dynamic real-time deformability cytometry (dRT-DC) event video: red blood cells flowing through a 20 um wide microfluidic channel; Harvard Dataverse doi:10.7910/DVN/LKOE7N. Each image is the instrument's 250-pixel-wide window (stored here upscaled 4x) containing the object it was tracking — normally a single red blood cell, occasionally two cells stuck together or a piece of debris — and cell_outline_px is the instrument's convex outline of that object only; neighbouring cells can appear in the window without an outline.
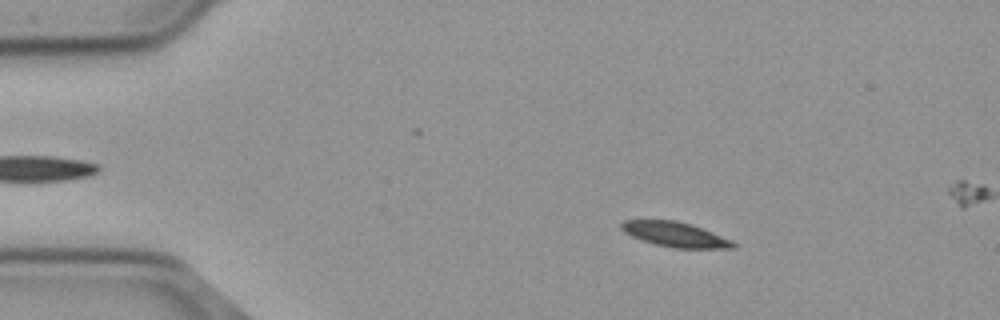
{"species": "common noctule bat (a hibernating species)", "species_latin": "Nyctalus noctula", "temperature_condition": "cold", "stored_images_in_passage": 16, "camera_frame_rate_fps": 3000, "um_per_image_px": 0.085, "animal": {"sex": "male", "body_mass_g": 23.1, "forearm_length_mm": 52.7}, "frame": {"image": 1, "passage_image": 9, "time_ms": 2.667, "image_size_px": [1000, 320], "cell_outline_px": [[736, 248], [672, 248], [656, 244], [632, 236], [624, 232], [620, 228], [620, 224], [624, 220], [676, 220], [692, 224], [732, 240], [736, 244]], "centroid_in_image_um": [57.4, 19.92], "position_along_channel_um": 27.6, "area_um2": 16.13}}